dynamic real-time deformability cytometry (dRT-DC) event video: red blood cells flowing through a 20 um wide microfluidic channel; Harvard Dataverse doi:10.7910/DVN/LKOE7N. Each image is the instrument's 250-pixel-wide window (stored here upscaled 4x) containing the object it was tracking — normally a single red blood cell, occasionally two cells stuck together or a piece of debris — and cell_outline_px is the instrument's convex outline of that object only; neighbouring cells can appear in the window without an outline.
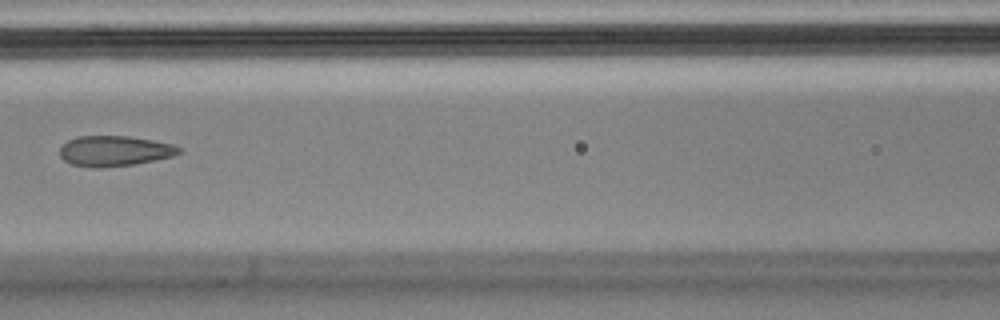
{"species": "Egyptian fruit bat (a non-hibernating species)", "species_latin": "Rousettus aegyptiacus", "temperature_condition": "cold", "stored_images_in_passage": 5, "camera_frame_rate_fps": 3000, "um_per_image_px": 0.085, "animal": {"sex": "male"}, "frame": {"image": 1, "passage_image": 3, "time_ms": 0.667, "image_size_px": [1000, 320], "cell_outline_px": [[184, 152], [172, 156], [132, 164], [96, 168], [92, 168], [72, 164], [64, 160], [60, 156], [60, 148], [68, 140], [76, 136], [128, 136], [152, 140], [172, 144], [184, 148]], "centroid_in_image_um": [9.75, 12.82], "position_along_channel_um": 156.9, "area_um2": 21.04}}
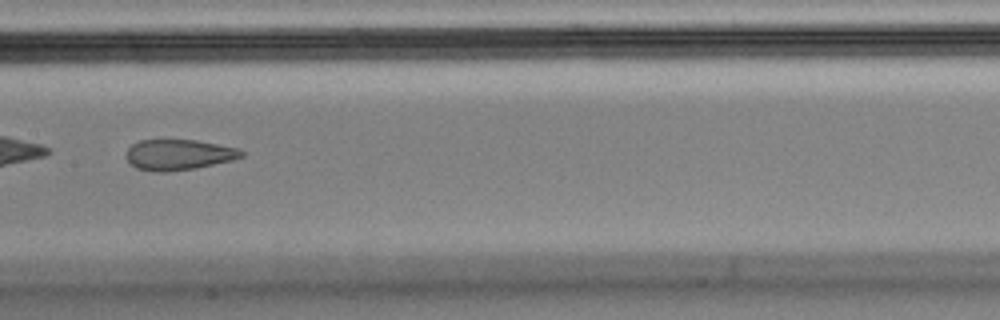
{"frame": {"image": 2, "passage_image": 4, "time_ms": 1.0, "image_size_px": [1000, 320], "cell_outline_px": [[244, 156], [232, 160], [196, 168], [164, 172], [160, 172], [136, 168], [124, 156], [128, 148], [132, 144], [140, 140], [196, 140], [240, 148], [244, 152]], "centroid_in_image_um": [15.2, 13.14], "position_along_channel_um": 192.2, "area_um2": 20.58}}
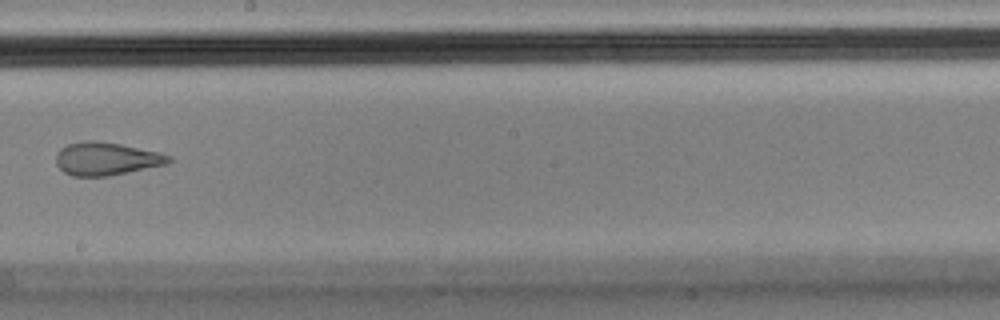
{"frame": {"image": 3, "passage_image": 5, "time_ms": 1.333, "image_size_px": [1000, 320], "cell_outline_px": [[172, 160], [164, 164], [108, 176], [72, 176], [64, 172], [56, 164], [56, 152], [60, 148], [68, 144], [84, 140], [96, 140], [120, 144], [160, 152], [172, 156]], "centroid_in_image_um": [9.0, 13.48], "position_along_channel_um": 239.2, "area_um2": 21.62}}